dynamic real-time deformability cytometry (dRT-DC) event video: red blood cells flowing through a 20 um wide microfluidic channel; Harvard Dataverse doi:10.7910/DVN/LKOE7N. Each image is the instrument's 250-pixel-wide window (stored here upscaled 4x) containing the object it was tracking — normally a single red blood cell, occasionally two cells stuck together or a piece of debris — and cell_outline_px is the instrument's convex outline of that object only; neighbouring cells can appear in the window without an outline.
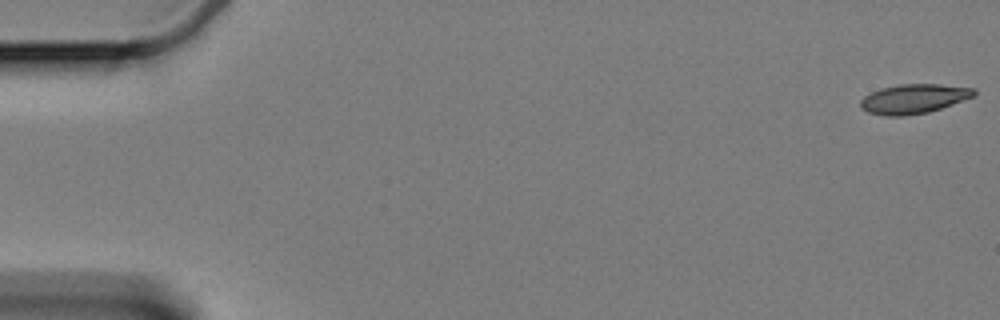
{"species": "Egyptian fruit bat (a non-hibernating species)", "species_latin": "Rousettus aegyptiacus", "temperature_condition": "cold", "stored_images_in_passage": 19, "camera_frame_rate_fps": 3000, "um_per_image_px": 0.085, "animal": {"sex": "female"}, "frame": {"image": 1, "passage_image": 1, "time_ms": 0.0, "image_size_px": [1000, 320], "cell_outline_px": [[976, 92], [972, 96], [940, 108], [928, 112], [904, 116], [884, 116], [868, 112], [860, 108], [860, 100], [864, 96], [872, 92], [884, 88], [900, 84], [940, 84], [976, 88]], "centroid_in_image_um": [77.63, 8.4], "position_along_channel_um": 7.4, "area_um2": 19.25}}
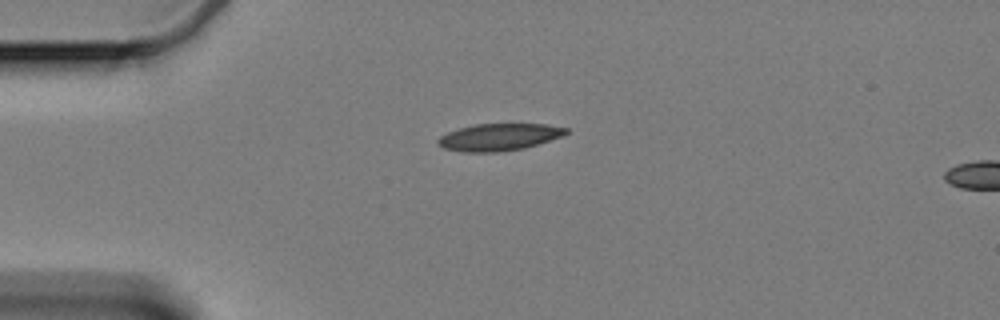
{"frame": {"image": 2, "passage_image": 15, "time_ms": 4.667, "image_size_px": [1000, 320], "cell_outline_px": [[568, 132], [564, 136], [524, 148], [500, 152], [464, 152], [444, 148], [436, 144], [436, 140], [440, 136], [448, 132], [460, 128], [476, 124], [548, 124], [568, 128]], "centroid_in_image_um": [42.43, 11.65], "position_along_channel_um": 42.6, "area_um2": 20.29}}